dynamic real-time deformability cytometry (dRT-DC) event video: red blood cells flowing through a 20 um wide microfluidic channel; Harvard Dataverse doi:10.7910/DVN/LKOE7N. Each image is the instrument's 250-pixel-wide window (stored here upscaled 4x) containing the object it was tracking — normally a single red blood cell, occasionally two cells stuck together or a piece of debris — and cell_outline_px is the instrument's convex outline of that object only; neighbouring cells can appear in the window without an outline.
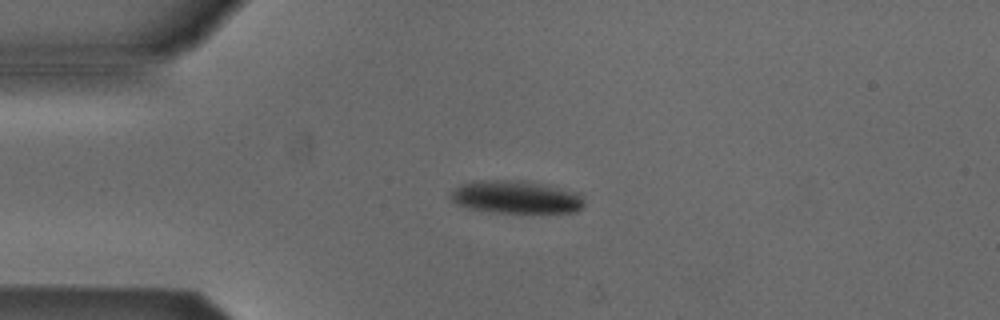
{"species": "Egyptian fruit bat (a non-hibernating species)", "species_latin": "Rousettus aegyptiacus", "temperature_condition": "cold", "stored_images_in_passage": 5, "camera_frame_rate_fps": 3000, "um_per_image_px": 0.085, "animal": {"sex": "male"}, "frame": {"image": 1, "passage_image": 1, "time_ms": 0.0, "image_size_px": [1000, 320], "cell_outline_px": [[584, 208], [576, 212], [520, 216], [468, 208], [456, 204], [448, 196], [460, 184], [476, 180], [524, 180], [548, 184], [580, 192], [584, 196]], "centroid_in_image_um": [43.97, 16.79], "position_along_channel_um": 41.0, "area_um2": 27.22}}
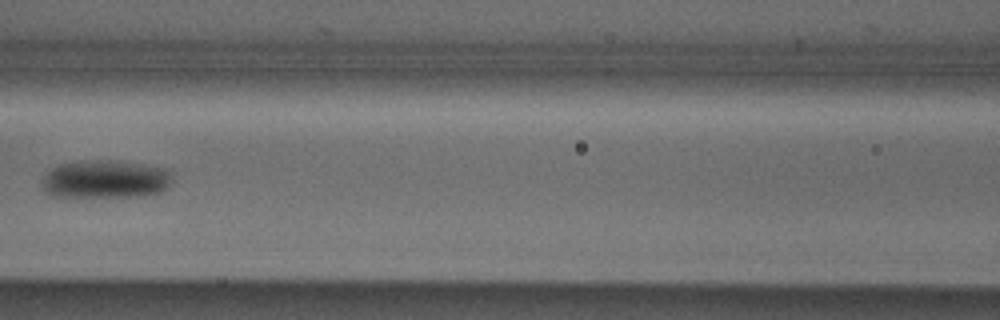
{"frame": {"image": 2, "passage_image": 4, "time_ms": 3.667, "image_size_px": [1000, 320], "cell_outline_px": [[172, 184], [168, 188], [160, 192], [144, 196], [52, 196], [44, 192], [44, 176], [52, 168], [60, 164], [84, 160], [112, 160], [140, 164], [164, 168], [172, 176]], "centroid_in_image_um": [8.99, 15.23], "position_along_channel_um": 157.6, "area_um2": 28.78}}
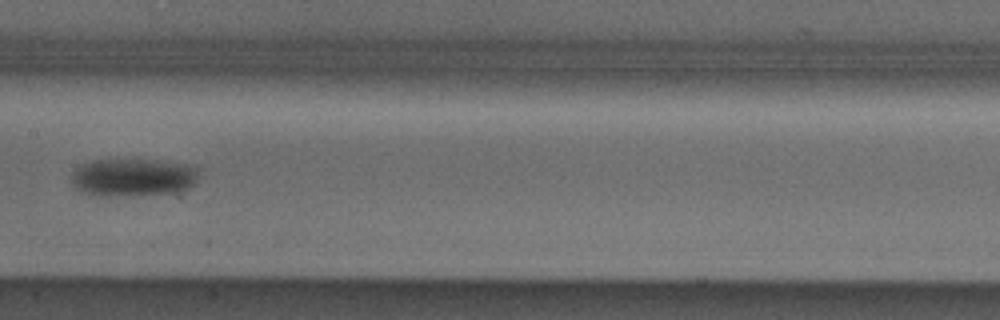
{"frame": {"image": 3, "passage_image": 5, "time_ms": 4.667, "image_size_px": [1000, 320], "cell_outline_px": [[200, 168], [196, 180], [188, 188], [172, 192], [108, 196], [92, 196], [76, 188], [72, 184], [72, 172], [76, 168], [92, 160], [156, 160], [188, 164]], "centroid_in_image_um": [11.3, 15.06], "position_along_channel_um": 196.1, "area_um2": 27.86}}